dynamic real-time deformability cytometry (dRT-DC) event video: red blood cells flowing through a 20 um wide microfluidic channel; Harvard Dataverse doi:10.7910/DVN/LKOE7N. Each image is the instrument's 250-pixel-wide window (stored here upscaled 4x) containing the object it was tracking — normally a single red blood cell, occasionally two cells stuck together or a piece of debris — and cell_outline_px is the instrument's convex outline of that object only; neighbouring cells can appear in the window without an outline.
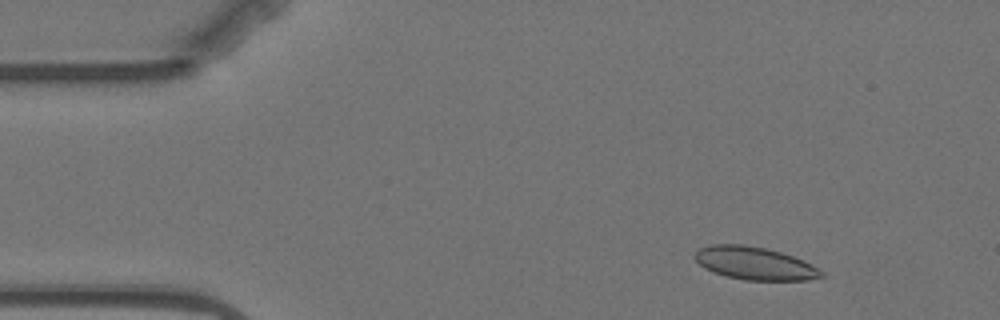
{"species": "Egyptian fruit bat (a non-hibernating species)", "species_latin": "Rousettus aegyptiacus", "temperature_condition": "warm", "stored_images_in_passage": 3, "camera_frame_rate_fps": 3000, "um_per_image_px": 0.085, "animal": {"sex": "female"}, "frame": {"image": 1, "passage_image": 1, "time_ms": 0.0, "image_size_px": [1000, 320], "cell_outline_px": [[824, 276], [808, 280], [744, 280], [712, 272], [704, 268], [692, 256], [700, 248], [712, 244], [744, 244], [764, 248], [780, 252], [804, 260], [812, 264], [824, 272]], "centroid_in_image_um": [64.15, 22.38], "position_along_channel_um": 20.9, "area_um2": 24.22}}
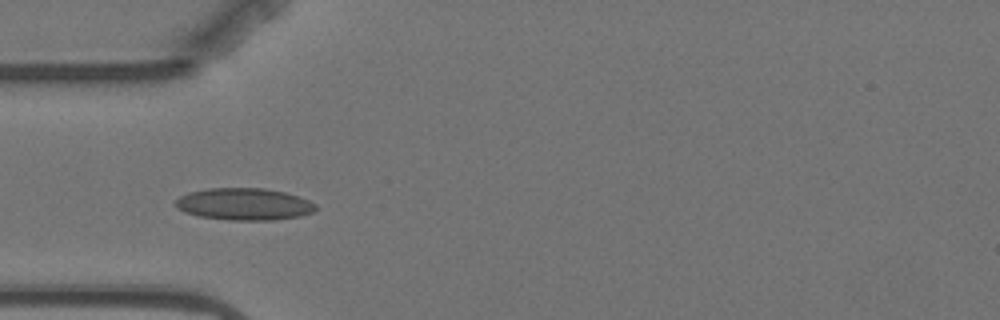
{"frame": {"image": 2, "passage_image": 3, "time_ms": 3.333, "image_size_px": [1000, 320], "cell_outline_px": [[316, 208], [312, 212], [300, 216], [272, 220], [228, 220], [200, 216], [184, 212], [176, 208], [176, 200], [180, 196], [188, 192], [208, 188], [264, 188], [284, 192], [308, 200], [316, 204]], "centroid_in_image_um": [20.73, 17.35], "position_along_channel_um": 64.3, "area_um2": 26.07}}